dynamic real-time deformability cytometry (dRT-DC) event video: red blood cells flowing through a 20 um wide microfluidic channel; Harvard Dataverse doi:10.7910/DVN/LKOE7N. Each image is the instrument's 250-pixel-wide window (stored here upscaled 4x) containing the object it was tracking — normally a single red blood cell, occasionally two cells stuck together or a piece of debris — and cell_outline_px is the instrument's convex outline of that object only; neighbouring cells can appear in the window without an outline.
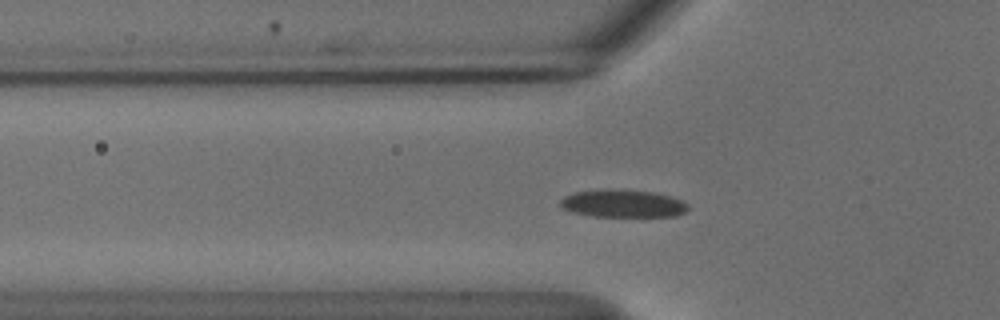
{"species": "common noctule bat (a hibernating species)", "species_latin": "Nyctalus noctula", "temperature_condition": "cold", "stored_images_in_passage": 56, "camera_frame_rate_fps": 3000, "um_per_image_px": 0.085, "animal": {"sex": "male", "body_mass_g": 18.8}, "frame": {"image": 1, "passage_image": 19, "time_ms": 6.0, "image_size_px": [1000, 320], "cell_outline_px": [[688, 212], [676, 216], [592, 216], [572, 212], [560, 208], [560, 200], [564, 196], [576, 192], [652, 192], [668, 196], [680, 200], [688, 204]], "centroid_in_image_um": [52.97, 17.36], "position_along_channel_um": 72.8, "area_um2": 19.54}}
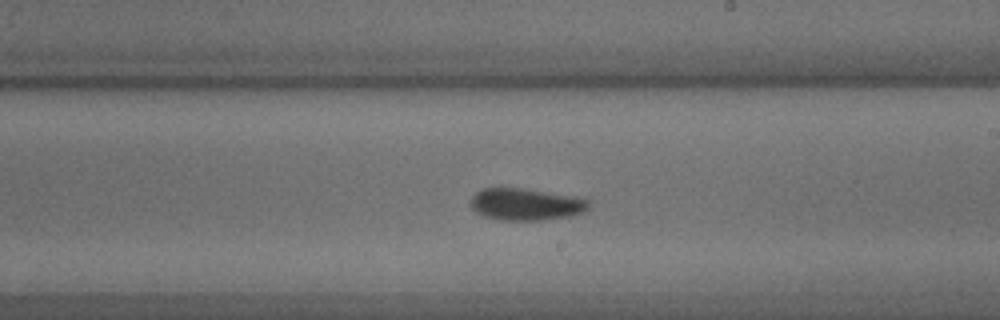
{"frame": {"image": 2, "passage_image": 33, "time_ms": 10.667, "image_size_px": [1000, 320], "cell_outline_px": [[588, 208], [584, 212], [568, 216], [544, 220], [500, 220], [484, 216], [476, 212], [472, 208], [472, 196], [476, 192], [484, 188], [524, 188], [576, 196], [588, 200]], "centroid_in_image_um": [44.71, 17.36], "position_along_channel_um": 244.3, "area_um2": 21.96}}
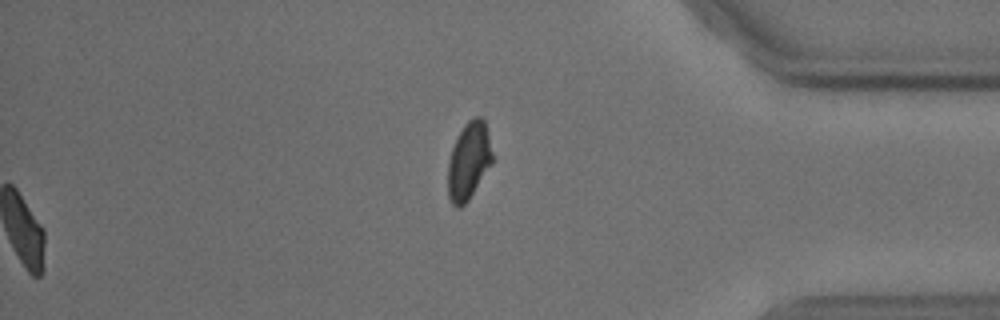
{"frame": {"image": 3, "passage_image": 56, "time_ms": 18.333, "image_size_px": [1000, 320], "cell_outline_px": [[492, 164], [468, 200], [460, 208], [456, 208], [452, 204], [448, 196], [448, 160], [456, 136], [464, 124], [472, 116], [480, 116], [484, 120], [492, 152]], "centroid_in_image_um": [39.82, 13.67], "position_along_channel_um": 395.4, "area_um2": 20.11}, "authors_computed_cell_mechanics": {"area_um2": 20.4323, "velocity_mm_per_s": 3.6806, "shape_relaxation_time_tau1_ms": 9.3638, "shape_relaxation_time_tau2_ms": null, "deformation_change_tau1": 0.144, "deformation_change_tau2": null}}